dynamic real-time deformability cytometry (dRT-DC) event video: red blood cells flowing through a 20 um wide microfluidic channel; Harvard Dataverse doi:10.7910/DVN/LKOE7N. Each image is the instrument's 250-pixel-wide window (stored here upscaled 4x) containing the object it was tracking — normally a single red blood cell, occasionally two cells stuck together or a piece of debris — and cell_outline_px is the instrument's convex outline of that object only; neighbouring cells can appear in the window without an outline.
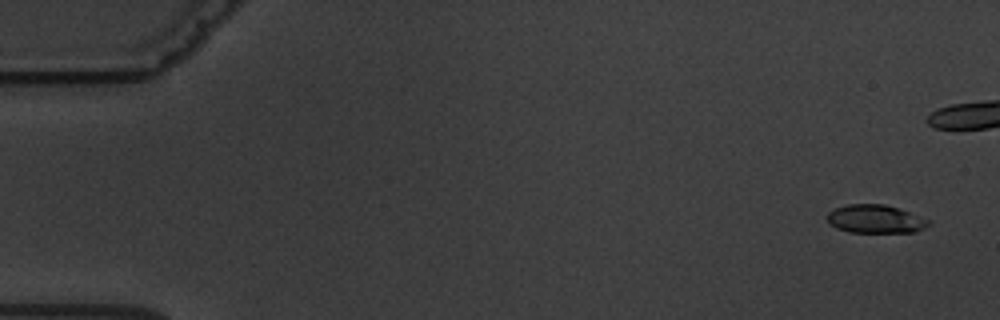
{"species": "common noctule bat (a hibernating species)", "species_latin": "Nyctalus noctula", "temperature_condition": "warm", "stored_images_in_passage": 6, "camera_frame_rate_fps": 3000, "um_per_image_px": 0.085, "animal": {"sex": "male", "body_mass_g": 19.5, "forearm_length_mm": 54.6}, "frame": {"image": 1, "passage_image": 1, "time_ms": 0.0, "image_size_px": [1000, 320], "cell_outline_px": [[932, 224], [916, 232], [848, 232], [836, 228], [828, 220], [828, 212], [836, 208], [848, 204], [884, 204], [932, 220]], "centroid_in_image_um": [74.45, 18.62], "position_along_channel_um": 10.5, "area_um2": 16.65}}